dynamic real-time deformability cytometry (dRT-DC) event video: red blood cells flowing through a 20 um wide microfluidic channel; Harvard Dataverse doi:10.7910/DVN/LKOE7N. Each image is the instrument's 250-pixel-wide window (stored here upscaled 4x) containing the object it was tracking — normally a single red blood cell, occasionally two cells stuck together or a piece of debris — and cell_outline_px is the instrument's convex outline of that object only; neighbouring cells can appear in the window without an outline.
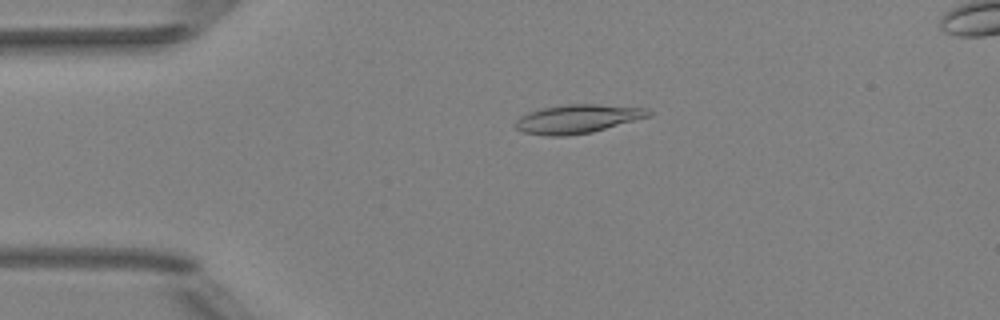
{"species": "Egyptian fruit bat (a non-hibernating species)", "species_latin": "Rousettus aegyptiacus", "temperature_condition": "room temperature", "stored_images_in_passage": 44, "camera_frame_rate_fps": 3000, "um_per_image_px": 0.085, "animal": {"sex": "female"}, "frame": {"image": 1, "passage_image": 4, "time_ms": 1.0, "image_size_px": [1000, 320], "cell_outline_px": [[652, 116], [592, 132], [564, 136], [548, 136], [524, 132], [516, 128], [516, 120], [520, 116], [528, 112], [544, 108], [568, 104], [596, 104], [648, 108], [652, 112]], "centroid_in_image_um": [49.14, 10.1], "position_along_channel_um": 35.9, "area_um2": 22.2}}
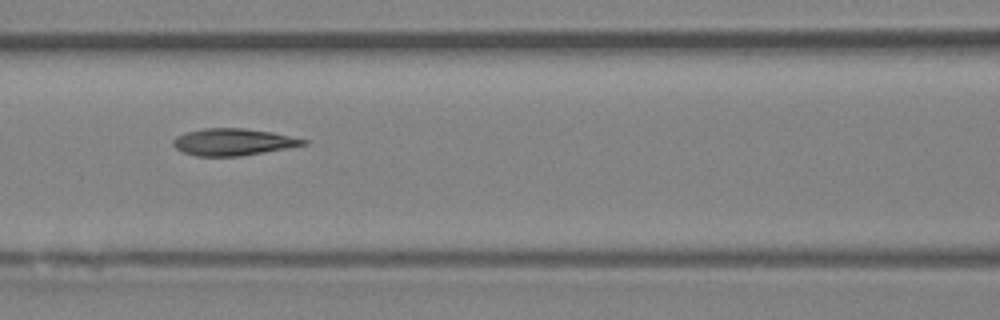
{"frame": {"image": 2, "passage_image": 15, "time_ms": 4.667, "image_size_px": [1000, 320], "cell_outline_px": [[308, 144], [240, 156], [196, 156], [184, 152], [176, 148], [172, 144], [172, 140], [176, 136], [188, 132], [204, 128], [244, 128], [272, 132], [308, 140]], "centroid_in_image_um": [19.8, 12.06], "position_along_channel_um": 146.8, "area_um2": 20.23}}
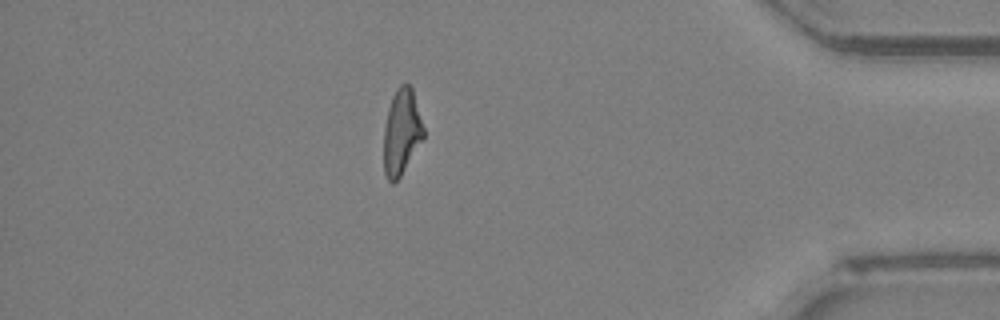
{"frame": {"image": 3, "passage_image": 37, "time_ms": 12.0, "image_size_px": [1000, 320], "cell_outline_px": [[424, 136], [400, 176], [392, 184], [388, 180], [384, 172], [384, 128], [388, 108], [392, 96], [396, 88], [400, 84], [408, 84], [412, 88], [424, 128]], "centroid_in_image_um": [34.12, 11.19], "position_along_channel_um": 401.1, "area_um2": 19.59}, "authors_computed_cell_mechanics": {"area_um2": 20.6635, "velocity_mm_per_s": 4.0428, "shape_relaxation_time_tau1_ms": 8.0562, "shape_relaxation_time_tau2_ms": 2.6569, "deformation_change_tau1": 0.2407, "deformation_change_tau2": 0.1169}}